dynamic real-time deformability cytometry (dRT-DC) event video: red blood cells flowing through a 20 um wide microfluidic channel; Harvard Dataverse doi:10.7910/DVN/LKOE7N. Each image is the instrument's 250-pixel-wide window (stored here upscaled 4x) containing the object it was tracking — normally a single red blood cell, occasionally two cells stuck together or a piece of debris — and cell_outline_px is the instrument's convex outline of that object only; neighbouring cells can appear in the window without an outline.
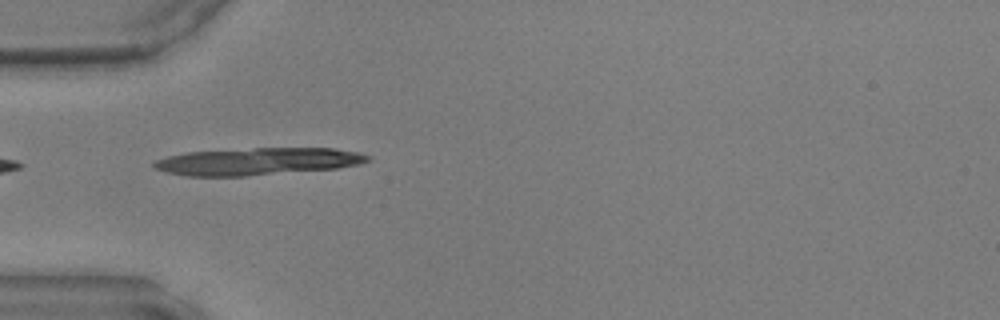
{"species": "common noctule bat (a hibernating species)", "species_latin": "Nyctalus noctula", "temperature_condition": "warm", "stored_images_in_passage": 33, "camera_frame_rate_fps": 3000, "um_per_image_px": 0.085, "animal": {"sex": "male", "body_mass_g": 17.9, "forearm_length_mm": 54.2}, "frame": {"image": 1, "passage_image": 1, "time_ms": 0.0, "image_size_px": [1000, 320], "cell_outline_px": [[372, 160], [360, 164], [336, 168], [248, 176], [188, 176], [168, 172], [156, 168], [152, 164], [156, 160], [168, 156], [188, 152], [252, 148], [336, 148], [360, 152], [372, 156]], "centroid_in_image_um": [21.98, 13.71], "position_along_channel_um": 63.0, "area_um2": 33.99}}
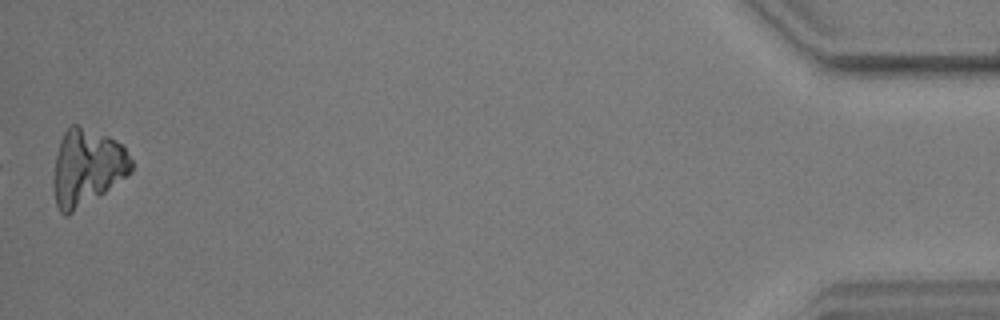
{"frame": {"image": 2, "passage_image": 33, "time_ms": 10.667, "image_size_px": [1000, 320], "cell_outline_px": [[132, 172], [104, 192], [68, 216], [64, 216], [60, 212], [56, 204], [52, 184], [52, 180], [56, 156], [60, 140], [64, 132], [72, 124], [76, 124], [108, 136], [116, 140], [124, 148], [132, 160]], "centroid_in_image_um": [7.37, 14.24], "position_along_channel_um": 427.8, "area_um2": 34.62}}